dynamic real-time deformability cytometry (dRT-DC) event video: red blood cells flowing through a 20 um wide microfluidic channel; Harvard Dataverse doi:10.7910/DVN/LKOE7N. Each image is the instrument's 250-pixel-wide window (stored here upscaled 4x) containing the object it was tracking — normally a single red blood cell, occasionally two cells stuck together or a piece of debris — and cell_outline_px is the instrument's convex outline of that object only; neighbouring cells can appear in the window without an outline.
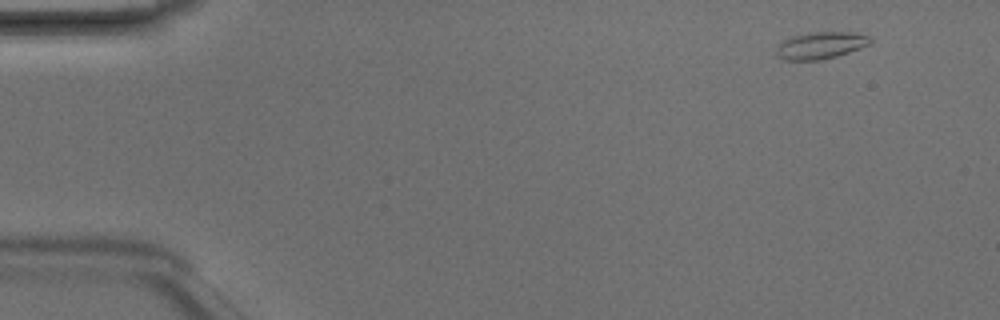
{"species": "Egyptian fruit bat (a non-hibernating species)", "species_latin": "Rousettus aegyptiacus", "temperature_condition": "room temperature", "stored_images_in_passage": 4, "camera_frame_rate_fps": 3000, "um_per_image_px": 0.085, "animal": {"sex": "male"}, "frame": {"image": 1, "passage_image": 1, "time_ms": 0.0, "image_size_px": [1000, 320], "cell_outline_px": [[872, 40], [868, 44], [848, 52], [836, 56], [820, 60], [784, 60], [776, 56], [776, 48], [784, 40], [792, 36], [812, 32], [856, 32], [868, 36]], "centroid_in_image_um": [69.72, 3.86], "position_along_channel_um": 15.3, "area_um2": 14.62}}
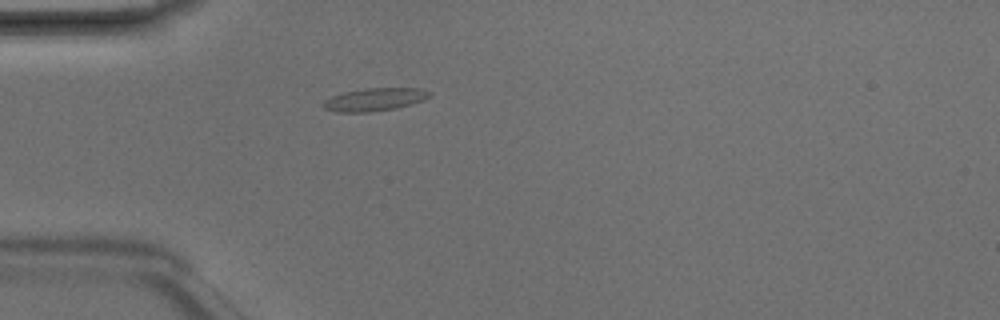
{"frame": {"image": 2, "passage_image": 4, "time_ms": 1.0, "image_size_px": [1000, 320], "cell_outline_px": [[432, 92], [424, 100], [412, 104], [396, 108], [372, 112], [336, 112], [324, 108], [324, 100], [332, 96], [344, 92], [364, 88], [420, 88]], "centroid_in_image_um": [31.86, 8.45], "position_along_channel_um": 53.1, "area_um2": 14.16}}